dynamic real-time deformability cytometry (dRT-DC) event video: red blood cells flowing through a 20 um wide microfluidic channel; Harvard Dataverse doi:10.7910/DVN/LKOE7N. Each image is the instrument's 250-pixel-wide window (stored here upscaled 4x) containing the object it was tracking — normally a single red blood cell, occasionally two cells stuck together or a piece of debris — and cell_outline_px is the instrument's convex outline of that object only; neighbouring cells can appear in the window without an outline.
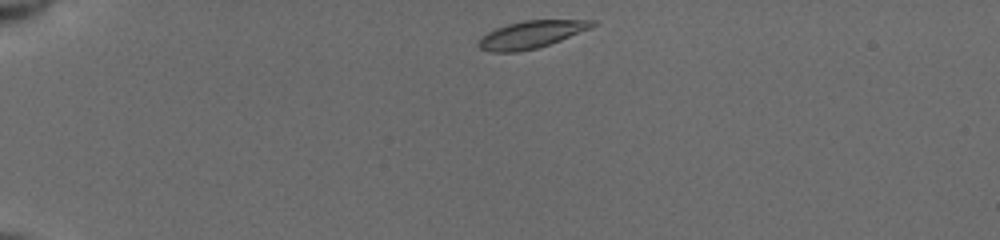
{"species": "common noctule bat (a hibernating species)", "species_latin": "Nyctalus noctula", "temperature_condition": "cold", "stored_images_in_passage": 18, "camera_frame_rate_fps": 3000, "um_per_image_px": 0.085, "animal": {"sex": "female", "body_mass_g": 19.5, "forearm_length_mm": 54.1}, "frame": {"image": 1, "passage_image": 1, "time_ms": 0.0, "image_size_px": [1000, 240], "cell_outline_px": [[596, 24], [592, 28], [560, 40], [536, 48], [516, 52], [492, 52], [480, 48], [476, 44], [488, 32], [496, 28], [508, 24], [524, 20], [596, 20]], "centroid_in_image_um": [45.17, 2.93], "position_along_channel_um": 39.8, "area_um2": 17.92}}
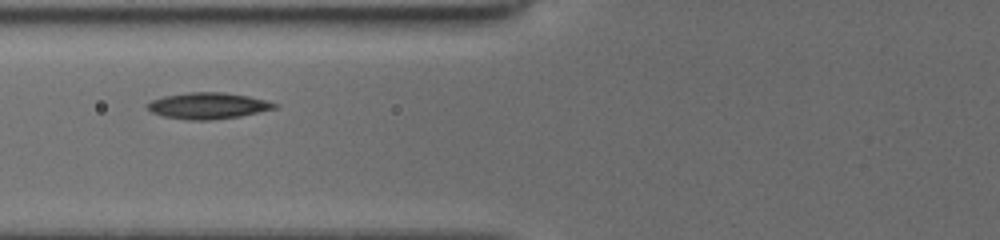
{"frame": {"image": 2, "passage_image": 10, "time_ms": 3.333, "image_size_px": [1000, 240], "cell_outline_px": [[280, 104], [276, 108], [240, 116], [208, 120], [188, 120], [164, 116], [152, 112], [148, 108], [148, 104], [152, 100], [164, 96], [188, 92], [224, 92], [248, 96]], "centroid_in_image_um": [17.69, 8.98], "position_along_channel_um": 108.1, "area_um2": 19.25}}
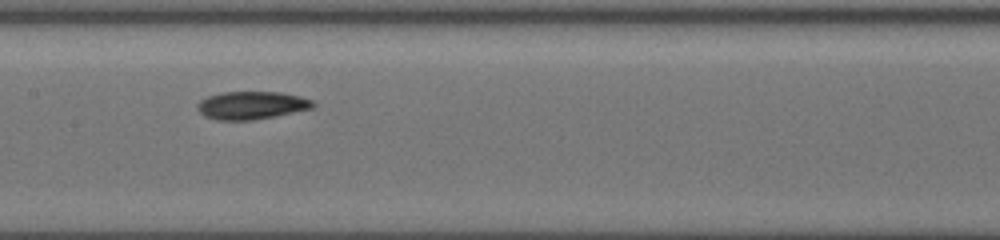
{"frame": {"image": 3, "passage_image": 17, "time_ms": 5.333, "image_size_px": [1000, 240], "cell_outline_px": [[316, 104], [312, 108], [272, 116], [248, 120], [216, 120], [204, 116], [196, 108], [196, 104], [200, 100], [208, 96], [220, 92], [280, 92], [300, 96], [316, 100]], "centroid_in_image_um": [21.36, 8.94], "position_along_channel_um": 186.0, "area_um2": 18.79}}